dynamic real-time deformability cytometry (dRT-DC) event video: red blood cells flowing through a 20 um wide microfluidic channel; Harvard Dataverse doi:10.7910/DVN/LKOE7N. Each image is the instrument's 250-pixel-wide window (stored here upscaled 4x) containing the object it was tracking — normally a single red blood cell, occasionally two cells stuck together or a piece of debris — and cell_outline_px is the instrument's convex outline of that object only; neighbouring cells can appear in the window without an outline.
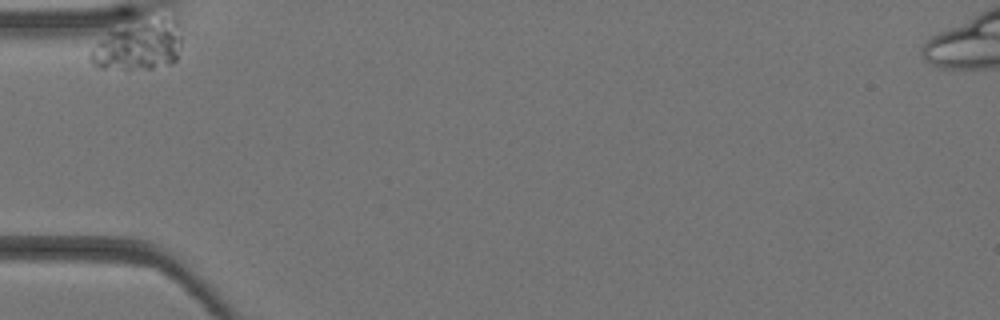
{"species": "Egyptian fruit bat (a non-hibernating species)", "species_latin": "Rousettus aegyptiacus", "temperature_condition": "warm", "stored_images_in_passage": 28, "camera_frame_rate_fps": 3000, "um_per_image_px": 0.085, "animal": {"sex": "female"}, "frame": {"image": 1, "passage_image": 1, "time_ms": 0.0, "image_size_px": [1000, 320], "cell_outline_px": [[180, 48], [176, 60], [172, 64], [152, 68], [128, 72], [100, 68], [92, 64], [88, 60], [88, 56], [92, 48], [108, 32], [124, 28], [176, 16], [180, 36]], "centroid_in_image_um": [11.77, 3.98], "position_along_channel_um": 73.2, "area_um2": 26.18}}
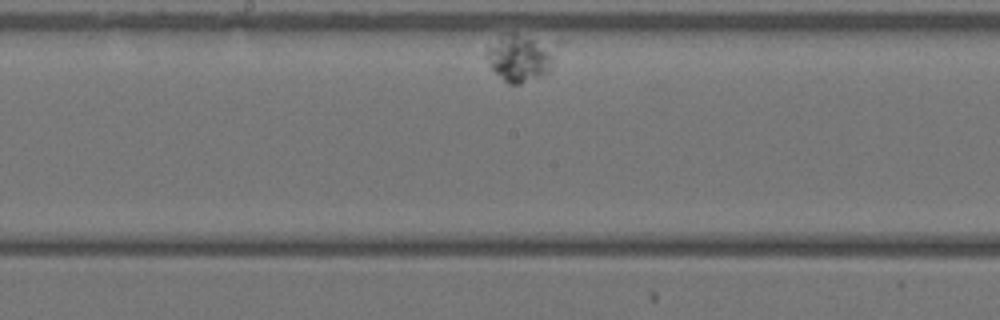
{"frame": {"image": 2, "passage_image": 14, "time_ms": 4.333, "image_size_px": [1000, 320], "cell_outline_px": [[564, 40], [552, 68], [548, 72], [520, 84], [508, 84], [492, 68], [484, 56], [488, 48], [508, 32], [516, 32]], "centroid_in_image_um": [44.43, 4.8], "position_along_channel_um": 203.8, "area_um2": 20.52}}
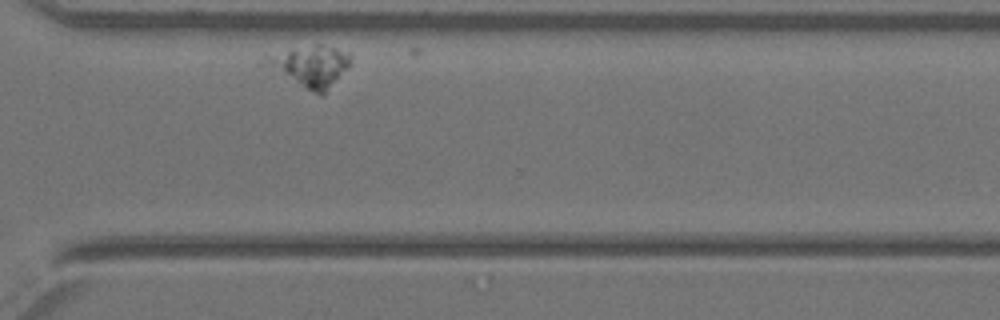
{"frame": {"image": 3, "passage_image": 26, "time_ms": 8.333, "image_size_px": [1000, 320], "cell_outline_px": [[352, 60], [324, 92], [320, 96], [256, 64], [260, 60], [268, 56], [320, 44], [336, 48], [348, 52], [352, 56]], "centroid_in_image_um": [26.28, 5.64], "position_along_channel_um": 344.3, "area_um2": 19.94}}